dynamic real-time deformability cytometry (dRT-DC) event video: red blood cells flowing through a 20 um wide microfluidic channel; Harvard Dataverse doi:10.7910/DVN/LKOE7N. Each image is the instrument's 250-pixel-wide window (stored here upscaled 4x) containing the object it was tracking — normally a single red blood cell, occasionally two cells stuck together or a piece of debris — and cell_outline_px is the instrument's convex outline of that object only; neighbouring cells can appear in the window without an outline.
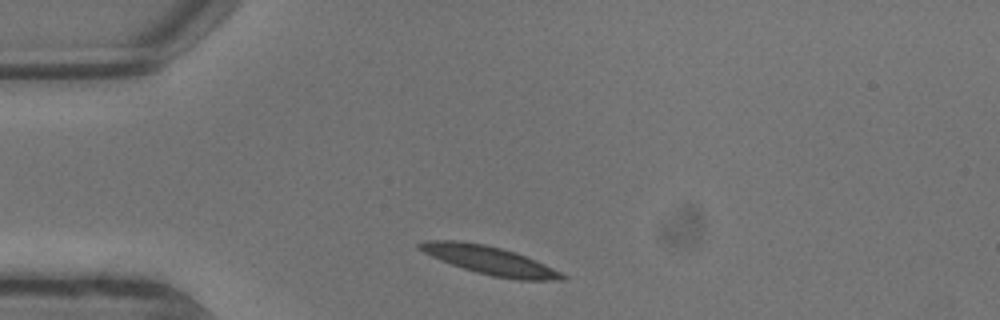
{"species": "common noctule bat (a hibernating species)", "species_latin": "Nyctalus noctula", "temperature_condition": "warm", "stored_images_in_passage": 2, "camera_frame_rate_fps": 3000, "um_per_image_px": 0.085, "animal": {"sex": "male", "body_mass_g": 13.3}, "frame": {"image": 1, "passage_image": 1, "time_ms": 0.0, "image_size_px": [1000, 320], "cell_outline_px": [[568, 276], [564, 280], [516, 280], [492, 276], [476, 272], [440, 260], [416, 248], [416, 244], [424, 240], [456, 240], [484, 244], [516, 252], [536, 260]], "centroid_in_image_um": [41.61, 22.12], "position_along_channel_um": 43.4, "area_um2": 23.52}}